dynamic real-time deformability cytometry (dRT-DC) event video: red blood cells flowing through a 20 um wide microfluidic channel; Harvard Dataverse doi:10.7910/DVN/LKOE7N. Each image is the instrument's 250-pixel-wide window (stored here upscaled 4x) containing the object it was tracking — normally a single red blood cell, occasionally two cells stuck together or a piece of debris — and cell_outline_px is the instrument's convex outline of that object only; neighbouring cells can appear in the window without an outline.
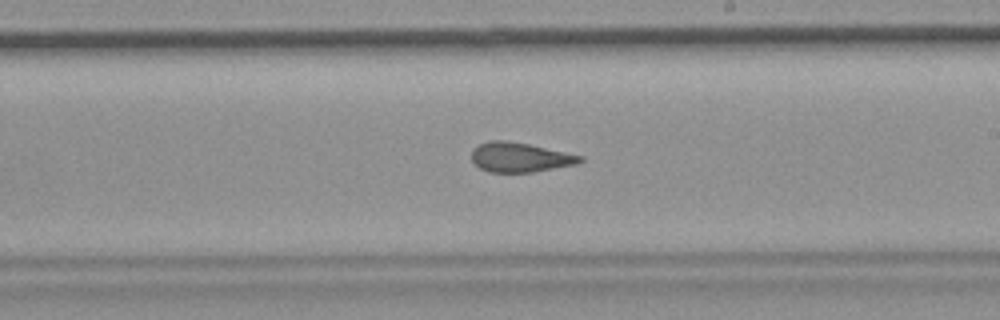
{"species": "common noctule bat (a hibernating species)", "species_latin": "Nyctalus noctula", "temperature_condition": "room temperature", "stored_images_in_passage": 44, "camera_frame_rate_fps": 3000, "um_per_image_px": 0.085, "animal": {"sex": "female", "body_mass_g": 19.9}, "frame": {"image": 1, "passage_image": 32, "time_ms": 10.333, "image_size_px": [1000, 320], "cell_outline_px": [[584, 160], [576, 164], [532, 172], [488, 172], [480, 168], [472, 160], [472, 148], [488, 140], [504, 140], [528, 144], [584, 156]], "centroid_in_image_um": [44.18, 13.36], "position_along_channel_um": 244.8, "area_um2": 18.61}}